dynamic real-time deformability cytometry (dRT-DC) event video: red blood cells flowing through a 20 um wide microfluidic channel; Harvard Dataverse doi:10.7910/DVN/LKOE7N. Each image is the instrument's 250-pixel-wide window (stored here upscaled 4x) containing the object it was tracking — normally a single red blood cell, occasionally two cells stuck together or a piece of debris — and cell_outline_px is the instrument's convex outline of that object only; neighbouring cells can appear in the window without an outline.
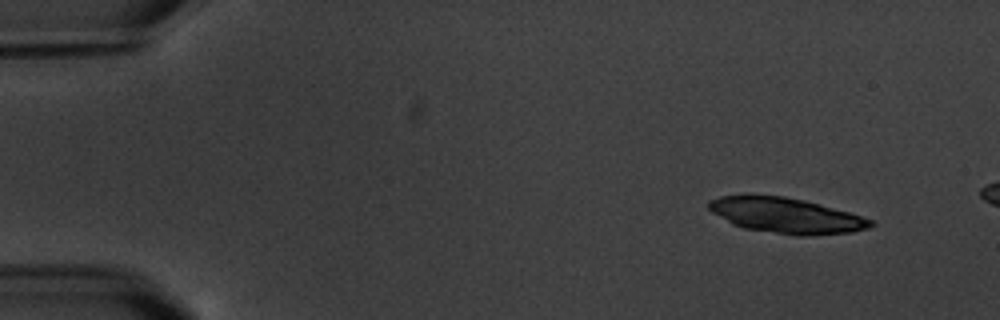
{"species": "common noctule bat (a hibernating species)", "species_latin": "Nyctalus noctula", "temperature_condition": "warm", "stored_images_in_passage": 3, "camera_frame_rate_fps": 3000, "um_per_image_px": 0.085, "animal": {"sex": "male", "body_mass_g": 20.1, "forearm_length_mm": 53.5}, "frame": {"image": 1, "passage_image": 1, "time_ms": 0.0, "image_size_px": [1000, 320], "cell_outline_px": [[876, 224], [868, 228], [852, 232], [804, 236], [796, 236], [744, 228], [732, 224], [712, 212], [708, 208], [708, 200], [720, 196], [744, 192], [752, 192], [784, 196], [804, 200], [848, 212], [872, 220]], "centroid_in_image_um": [66.73, 18.28], "position_along_channel_um": 18.3, "area_um2": 34.04}}